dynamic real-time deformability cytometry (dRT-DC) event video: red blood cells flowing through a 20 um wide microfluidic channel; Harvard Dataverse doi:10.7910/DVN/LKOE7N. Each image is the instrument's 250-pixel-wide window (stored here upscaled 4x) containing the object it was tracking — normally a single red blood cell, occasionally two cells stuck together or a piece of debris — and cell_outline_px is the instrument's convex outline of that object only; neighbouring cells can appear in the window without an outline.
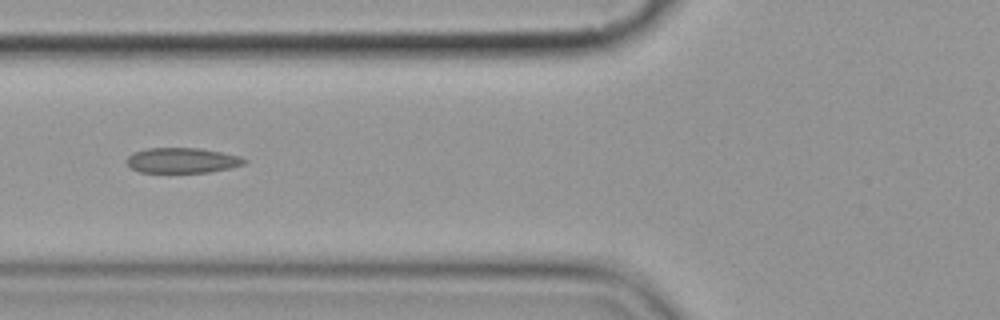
{"species": "common noctule bat (a hibernating species)", "species_latin": "Nyctalus noctula", "temperature_condition": "cold", "stored_images_in_passage": 7, "camera_frame_rate_fps": 3000, "um_per_image_px": 0.085, "animal": {"sex": "female", "body_mass_g": 19.9}, "frame": {"image": 1, "passage_image": 6, "time_ms": 5.667, "image_size_px": [1000, 320], "cell_outline_px": [[248, 160], [244, 164], [228, 168], [208, 172], [140, 172], [132, 168], [128, 164], [128, 156], [132, 152], [148, 148], [200, 148], [240, 156]], "centroid_in_image_um": [15.49, 13.62], "position_along_channel_um": 110.3, "area_um2": 17.11}}
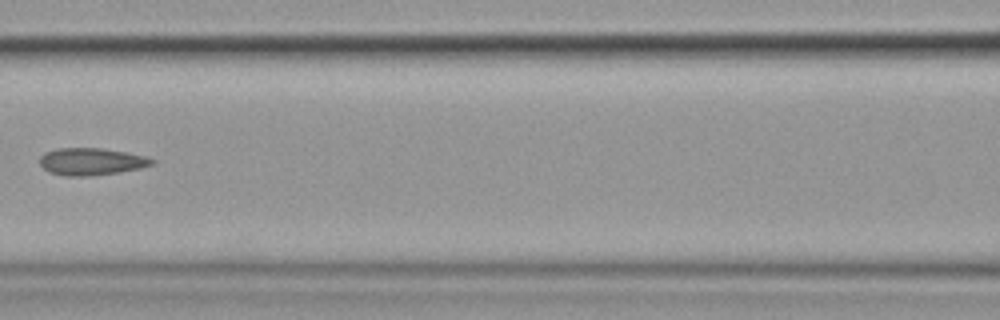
{"frame": {"image": 2, "passage_image": 7, "time_ms": 7.0, "image_size_px": [1000, 320], "cell_outline_px": [[156, 160], [152, 164], [140, 168], [120, 172], [88, 176], [64, 176], [48, 172], [40, 164], [40, 156], [44, 152], [56, 148], [100, 148], [128, 152], [148, 156]], "centroid_in_image_um": [7.76, 13.73], "position_along_channel_um": 158.8, "area_um2": 17.98}}